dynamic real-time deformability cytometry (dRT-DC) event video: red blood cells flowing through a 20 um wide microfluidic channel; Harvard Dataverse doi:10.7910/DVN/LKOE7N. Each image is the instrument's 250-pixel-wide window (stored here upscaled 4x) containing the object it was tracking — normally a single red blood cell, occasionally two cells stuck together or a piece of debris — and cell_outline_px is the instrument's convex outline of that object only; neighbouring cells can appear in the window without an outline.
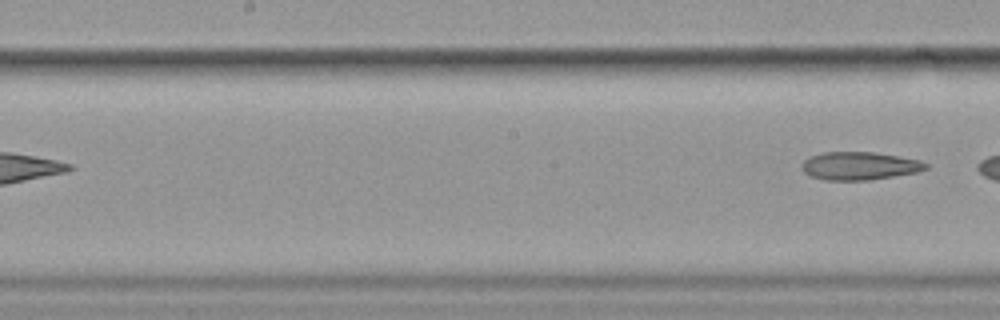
{"species": "common noctule bat (a hibernating species)", "species_latin": "Nyctalus noctula", "temperature_condition": "cold", "stored_images_in_passage": 7, "segment_of_instrument_passage": [2, 2], "camera_frame_rate_fps": 3000, "um_per_image_px": 0.085, "animal": {"sex": "female", "body_mass_g": 19.9}, "frame": {"image": 1, "passage_image": 7, "time_ms": 7.333, "image_size_px": [1000, 320], "cell_outline_px": [[928, 168], [916, 172], [868, 180], [824, 180], [808, 176], [800, 168], [800, 164], [804, 160], [812, 156], [824, 152], [872, 152], [920, 160], [928, 164]], "centroid_in_image_um": [73.0, 14.1], "position_along_channel_um": 175.2, "area_um2": 20.17}}